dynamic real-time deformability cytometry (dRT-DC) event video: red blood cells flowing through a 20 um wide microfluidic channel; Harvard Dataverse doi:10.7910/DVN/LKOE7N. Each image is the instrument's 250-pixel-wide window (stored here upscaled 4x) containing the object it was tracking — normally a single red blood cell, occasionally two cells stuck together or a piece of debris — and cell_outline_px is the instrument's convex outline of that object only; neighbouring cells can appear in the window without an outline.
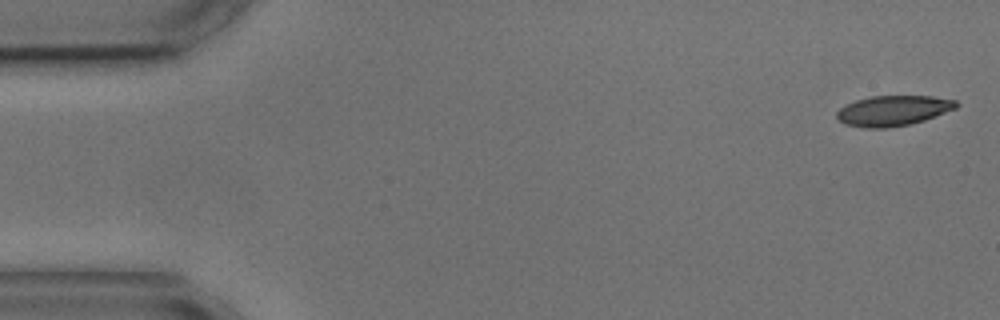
{"species": "common noctule bat (a hibernating species)", "species_latin": "Nyctalus noctula", "temperature_condition": "cold", "stored_images_in_passage": 5, "camera_frame_rate_fps": 3000, "um_per_image_px": 0.085, "animal": {"sex": "male", "body_mass_g": 17.9, "forearm_length_mm": 54.2}, "frame": {"image": 1, "passage_image": 1, "time_ms": 0.0, "image_size_px": [1000, 320], "cell_outline_px": [[960, 104], [956, 108], [924, 120], [912, 124], [888, 128], [864, 128], [844, 124], [836, 116], [836, 112], [840, 108], [856, 100], [872, 96], [932, 96], [956, 100]], "centroid_in_image_um": [75.92, 9.41], "position_along_channel_um": 9.1, "area_um2": 21.1}}
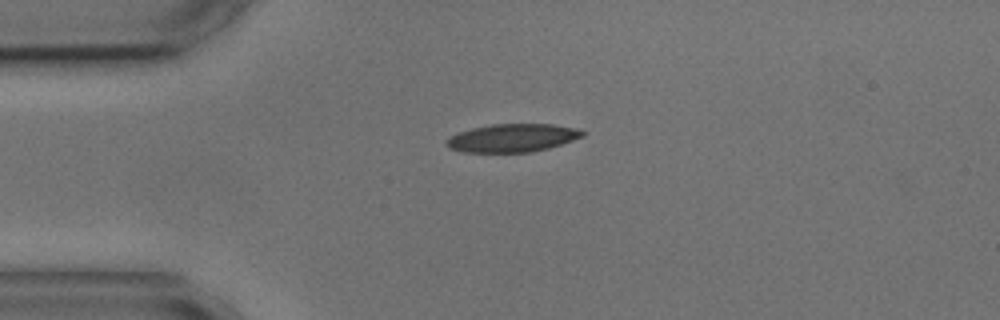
{"frame": {"image": 2, "passage_image": 4, "time_ms": 3.667, "image_size_px": [1000, 320], "cell_outline_px": [[584, 136], [548, 148], [532, 152], [464, 152], [448, 148], [444, 144], [444, 140], [448, 136], [456, 132], [472, 128], [492, 124], [552, 124], [572, 128], [584, 132]], "centroid_in_image_um": [43.44, 11.73], "position_along_channel_um": 41.6, "area_um2": 22.31}}